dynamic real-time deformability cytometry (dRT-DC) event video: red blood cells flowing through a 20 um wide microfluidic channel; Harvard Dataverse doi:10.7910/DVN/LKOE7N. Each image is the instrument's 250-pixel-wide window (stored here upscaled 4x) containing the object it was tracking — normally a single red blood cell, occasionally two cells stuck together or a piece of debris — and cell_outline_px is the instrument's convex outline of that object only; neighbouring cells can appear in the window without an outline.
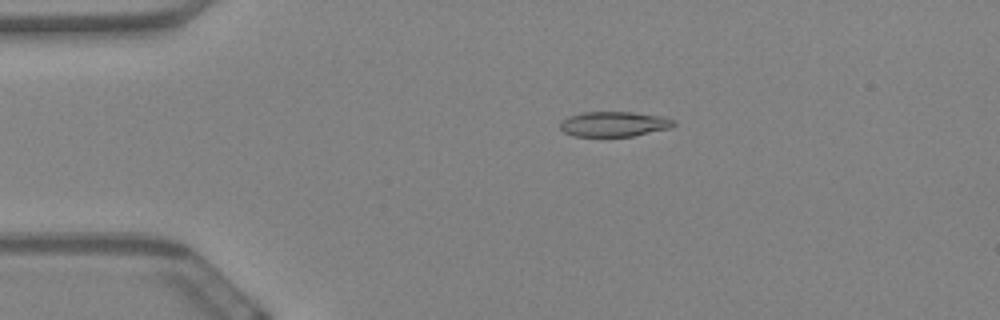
{"species": "Egyptian fruit bat (a non-hibernating species)", "species_latin": "Rousettus aegyptiacus", "temperature_condition": "warm", "stored_images_in_passage": 60, "camera_frame_rate_fps": 3000, "um_per_image_px": 0.085, "animal": {"sex": "female"}, "frame": {"image": 1, "passage_image": 13, "time_ms": 4.0, "image_size_px": [1000, 320], "cell_outline_px": [[676, 124], [672, 128], [632, 136], [572, 136], [564, 132], [560, 128], [560, 124], [568, 116], [584, 112], [632, 112], [660, 116], [676, 120]], "centroid_in_image_um": [52.22, 10.54], "position_along_channel_um": 32.8, "area_um2": 16.59}}
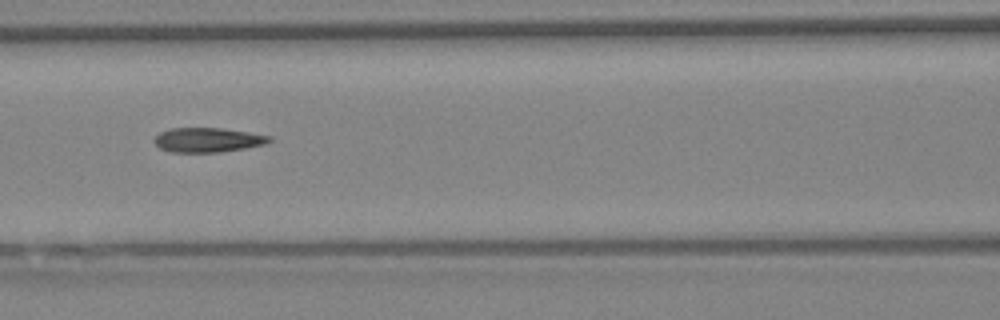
{"frame": {"image": 2, "passage_image": 27, "time_ms": 8.667, "image_size_px": [1000, 320], "cell_outline_px": [[272, 140], [264, 144], [244, 148], [220, 152], [172, 152], [160, 148], [152, 140], [160, 132], [168, 128], [220, 128], [248, 132], [272, 136]], "centroid_in_image_um": [17.64, 11.89], "position_along_channel_um": 149.0, "area_um2": 16.36}}
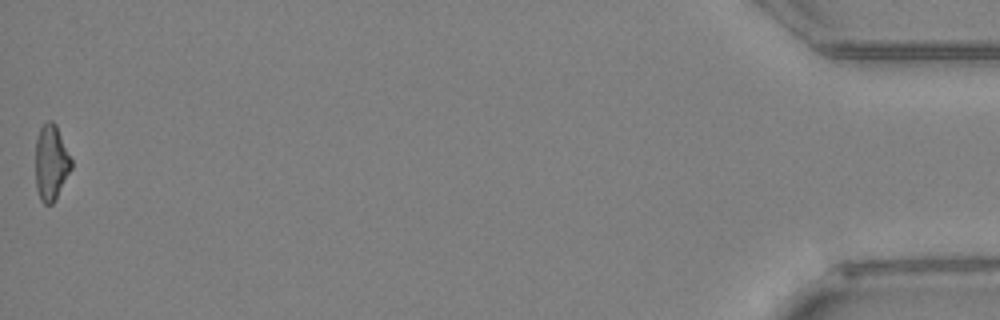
{"frame": {"image": 3, "passage_image": 60, "time_ms": 19.667, "image_size_px": [1000, 320], "cell_outline_px": [[72, 168], [56, 200], [52, 204], [44, 204], [40, 200], [36, 188], [36, 136], [40, 128], [48, 120], [52, 120], [56, 124], [72, 160]], "centroid_in_image_um": [4.35, 13.83], "position_along_channel_um": 430.9, "area_um2": 15.95}, "authors_computed_cell_mechanics": {"area_um2": 16.7042, "velocity_mm_per_s": 3.4633, "shape_relaxation_time_tau1_ms": null, "shape_relaxation_time_tau2_ms": 3.3634, "deformation_change_tau1": null, "deformation_change_tau2": 0.1066}}